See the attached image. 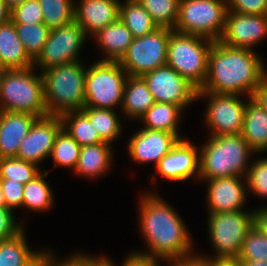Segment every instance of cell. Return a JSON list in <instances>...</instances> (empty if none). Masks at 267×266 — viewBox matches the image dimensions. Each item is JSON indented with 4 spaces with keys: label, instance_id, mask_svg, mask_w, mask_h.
<instances>
[{
    "label": "cell",
    "instance_id": "28",
    "mask_svg": "<svg viewBox=\"0 0 267 266\" xmlns=\"http://www.w3.org/2000/svg\"><path fill=\"white\" fill-rule=\"evenodd\" d=\"M119 18L131 32L133 38L142 37L159 28L137 0L120 3Z\"/></svg>",
    "mask_w": 267,
    "mask_h": 266
},
{
    "label": "cell",
    "instance_id": "36",
    "mask_svg": "<svg viewBox=\"0 0 267 266\" xmlns=\"http://www.w3.org/2000/svg\"><path fill=\"white\" fill-rule=\"evenodd\" d=\"M36 164L17 157L0 158V179L26 184L40 174Z\"/></svg>",
    "mask_w": 267,
    "mask_h": 266
},
{
    "label": "cell",
    "instance_id": "5",
    "mask_svg": "<svg viewBox=\"0 0 267 266\" xmlns=\"http://www.w3.org/2000/svg\"><path fill=\"white\" fill-rule=\"evenodd\" d=\"M34 66L8 70L0 86V111L48 116L42 74L34 75Z\"/></svg>",
    "mask_w": 267,
    "mask_h": 266
},
{
    "label": "cell",
    "instance_id": "25",
    "mask_svg": "<svg viewBox=\"0 0 267 266\" xmlns=\"http://www.w3.org/2000/svg\"><path fill=\"white\" fill-rule=\"evenodd\" d=\"M110 143L102 142L94 145L81 146L76 173L87 177L103 175L109 167L112 159ZM103 173V174H102Z\"/></svg>",
    "mask_w": 267,
    "mask_h": 266
},
{
    "label": "cell",
    "instance_id": "33",
    "mask_svg": "<svg viewBox=\"0 0 267 266\" xmlns=\"http://www.w3.org/2000/svg\"><path fill=\"white\" fill-rule=\"evenodd\" d=\"M43 12V22L50 28H59L74 21L72 0H38Z\"/></svg>",
    "mask_w": 267,
    "mask_h": 266
},
{
    "label": "cell",
    "instance_id": "46",
    "mask_svg": "<svg viewBox=\"0 0 267 266\" xmlns=\"http://www.w3.org/2000/svg\"><path fill=\"white\" fill-rule=\"evenodd\" d=\"M170 266H208V257L199 256L198 254L194 255L191 258L184 260H172L167 261Z\"/></svg>",
    "mask_w": 267,
    "mask_h": 266
},
{
    "label": "cell",
    "instance_id": "27",
    "mask_svg": "<svg viewBox=\"0 0 267 266\" xmlns=\"http://www.w3.org/2000/svg\"><path fill=\"white\" fill-rule=\"evenodd\" d=\"M181 111L175 104L155 102L140 119L144 128L173 133L182 140L177 131Z\"/></svg>",
    "mask_w": 267,
    "mask_h": 266
},
{
    "label": "cell",
    "instance_id": "2",
    "mask_svg": "<svg viewBox=\"0 0 267 266\" xmlns=\"http://www.w3.org/2000/svg\"><path fill=\"white\" fill-rule=\"evenodd\" d=\"M261 58L253 50L236 48L214 41L207 64L206 81L198 91L251 97L267 75Z\"/></svg>",
    "mask_w": 267,
    "mask_h": 266
},
{
    "label": "cell",
    "instance_id": "51",
    "mask_svg": "<svg viewBox=\"0 0 267 266\" xmlns=\"http://www.w3.org/2000/svg\"><path fill=\"white\" fill-rule=\"evenodd\" d=\"M240 266H267V261H238Z\"/></svg>",
    "mask_w": 267,
    "mask_h": 266
},
{
    "label": "cell",
    "instance_id": "1",
    "mask_svg": "<svg viewBox=\"0 0 267 266\" xmlns=\"http://www.w3.org/2000/svg\"><path fill=\"white\" fill-rule=\"evenodd\" d=\"M140 199V224L148 252L131 254L145 260H184L191 255V235L173 207L151 193Z\"/></svg>",
    "mask_w": 267,
    "mask_h": 266
},
{
    "label": "cell",
    "instance_id": "41",
    "mask_svg": "<svg viewBox=\"0 0 267 266\" xmlns=\"http://www.w3.org/2000/svg\"><path fill=\"white\" fill-rule=\"evenodd\" d=\"M14 218L11 209L0 207V241L11 239L24 230Z\"/></svg>",
    "mask_w": 267,
    "mask_h": 266
},
{
    "label": "cell",
    "instance_id": "53",
    "mask_svg": "<svg viewBox=\"0 0 267 266\" xmlns=\"http://www.w3.org/2000/svg\"><path fill=\"white\" fill-rule=\"evenodd\" d=\"M8 70L9 69L6 68L0 61V86H1V83L3 82V78H4V76Z\"/></svg>",
    "mask_w": 267,
    "mask_h": 266
},
{
    "label": "cell",
    "instance_id": "38",
    "mask_svg": "<svg viewBox=\"0 0 267 266\" xmlns=\"http://www.w3.org/2000/svg\"><path fill=\"white\" fill-rule=\"evenodd\" d=\"M247 188L261 197H267V158L253 162L247 169Z\"/></svg>",
    "mask_w": 267,
    "mask_h": 266
},
{
    "label": "cell",
    "instance_id": "40",
    "mask_svg": "<svg viewBox=\"0 0 267 266\" xmlns=\"http://www.w3.org/2000/svg\"><path fill=\"white\" fill-rule=\"evenodd\" d=\"M6 208L13 210L22 206L24 184L9 179H0Z\"/></svg>",
    "mask_w": 267,
    "mask_h": 266
},
{
    "label": "cell",
    "instance_id": "48",
    "mask_svg": "<svg viewBox=\"0 0 267 266\" xmlns=\"http://www.w3.org/2000/svg\"><path fill=\"white\" fill-rule=\"evenodd\" d=\"M208 266H240L236 259H210L208 258Z\"/></svg>",
    "mask_w": 267,
    "mask_h": 266
},
{
    "label": "cell",
    "instance_id": "29",
    "mask_svg": "<svg viewBox=\"0 0 267 266\" xmlns=\"http://www.w3.org/2000/svg\"><path fill=\"white\" fill-rule=\"evenodd\" d=\"M63 129L80 145H94L104 142L91 124L89 118L81 111H68L60 115Z\"/></svg>",
    "mask_w": 267,
    "mask_h": 266
},
{
    "label": "cell",
    "instance_id": "6",
    "mask_svg": "<svg viewBox=\"0 0 267 266\" xmlns=\"http://www.w3.org/2000/svg\"><path fill=\"white\" fill-rule=\"evenodd\" d=\"M214 41L170 29L166 64L198 90L206 81L208 54Z\"/></svg>",
    "mask_w": 267,
    "mask_h": 266
},
{
    "label": "cell",
    "instance_id": "19",
    "mask_svg": "<svg viewBox=\"0 0 267 266\" xmlns=\"http://www.w3.org/2000/svg\"><path fill=\"white\" fill-rule=\"evenodd\" d=\"M120 3L119 0H80L74 7V20L86 35L94 36L119 19Z\"/></svg>",
    "mask_w": 267,
    "mask_h": 266
},
{
    "label": "cell",
    "instance_id": "55",
    "mask_svg": "<svg viewBox=\"0 0 267 266\" xmlns=\"http://www.w3.org/2000/svg\"><path fill=\"white\" fill-rule=\"evenodd\" d=\"M265 14L267 15V0H266V9H265Z\"/></svg>",
    "mask_w": 267,
    "mask_h": 266
},
{
    "label": "cell",
    "instance_id": "9",
    "mask_svg": "<svg viewBox=\"0 0 267 266\" xmlns=\"http://www.w3.org/2000/svg\"><path fill=\"white\" fill-rule=\"evenodd\" d=\"M209 236L217 252L214 259H236L253 227V211L209 213Z\"/></svg>",
    "mask_w": 267,
    "mask_h": 266
},
{
    "label": "cell",
    "instance_id": "24",
    "mask_svg": "<svg viewBox=\"0 0 267 266\" xmlns=\"http://www.w3.org/2000/svg\"><path fill=\"white\" fill-rule=\"evenodd\" d=\"M154 103L155 100L144 79L141 76L128 75L121 106L123 112L130 118L140 119Z\"/></svg>",
    "mask_w": 267,
    "mask_h": 266
},
{
    "label": "cell",
    "instance_id": "7",
    "mask_svg": "<svg viewBox=\"0 0 267 266\" xmlns=\"http://www.w3.org/2000/svg\"><path fill=\"white\" fill-rule=\"evenodd\" d=\"M227 11V0H180L174 31L219 41Z\"/></svg>",
    "mask_w": 267,
    "mask_h": 266
},
{
    "label": "cell",
    "instance_id": "39",
    "mask_svg": "<svg viewBox=\"0 0 267 266\" xmlns=\"http://www.w3.org/2000/svg\"><path fill=\"white\" fill-rule=\"evenodd\" d=\"M13 23L42 24L43 12L38 0H25L11 10Z\"/></svg>",
    "mask_w": 267,
    "mask_h": 266
},
{
    "label": "cell",
    "instance_id": "31",
    "mask_svg": "<svg viewBox=\"0 0 267 266\" xmlns=\"http://www.w3.org/2000/svg\"><path fill=\"white\" fill-rule=\"evenodd\" d=\"M48 173H40L30 182L24 184L22 207L32 211L47 210L53 204V194L51 188L46 183L44 176Z\"/></svg>",
    "mask_w": 267,
    "mask_h": 266
},
{
    "label": "cell",
    "instance_id": "45",
    "mask_svg": "<svg viewBox=\"0 0 267 266\" xmlns=\"http://www.w3.org/2000/svg\"><path fill=\"white\" fill-rule=\"evenodd\" d=\"M253 226L261 234L267 236V207L253 211Z\"/></svg>",
    "mask_w": 267,
    "mask_h": 266
},
{
    "label": "cell",
    "instance_id": "13",
    "mask_svg": "<svg viewBox=\"0 0 267 266\" xmlns=\"http://www.w3.org/2000/svg\"><path fill=\"white\" fill-rule=\"evenodd\" d=\"M141 77L155 102L175 104L184 109L197 100L198 89L167 64Z\"/></svg>",
    "mask_w": 267,
    "mask_h": 266
},
{
    "label": "cell",
    "instance_id": "17",
    "mask_svg": "<svg viewBox=\"0 0 267 266\" xmlns=\"http://www.w3.org/2000/svg\"><path fill=\"white\" fill-rule=\"evenodd\" d=\"M189 141L179 140L156 166V171L171 181H186L195 173L199 176V154Z\"/></svg>",
    "mask_w": 267,
    "mask_h": 266
},
{
    "label": "cell",
    "instance_id": "10",
    "mask_svg": "<svg viewBox=\"0 0 267 266\" xmlns=\"http://www.w3.org/2000/svg\"><path fill=\"white\" fill-rule=\"evenodd\" d=\"M170 29L159 27L142 37L133 38L127 52L119 61L129 76H142L166 65Z\"/></svg>",
    "mask_w": 267,
    "mask_h": 266
},
{
    "label": "cell",
    "instance_id": "42",
    "mask_svg": "<svg viewBox=\"0 0 267 266\" xmlns=\"http://www.w3.org/2000/svg\"><path fill=\"white\" fill-rule=\"evenodd\" d=\"M228 11L241 14H265L266 0H227Z\"/></svg>",
    "mask_w": 267,
    "mask_h": 266
},
{
    "label": "cell",
    "instance_id": "52",
    "mask_svg": "<svg viewBox=\"0 0 267 266\" xmlns=\"http://www.w3.org/2000/svg\"><path fill=\"white\" fill-rule=\"evenodd\" d=\"M25 0H5L7 7L13 10L16 6L23 3Z\"/></svg>",
    "mask_w": 267,
    "mask_h": 266
},
{
    "label": "cell",
    "instance_id": "3",
    "mask_svg": "<svg viewBox=\"0 0 267 266\" xmlns=\"http://www.w3.org/2000/svg\"><path fill=\"white\" fill-rule=\"evenodd\" d=\"M200 151L199 178L203 180L243 175L245 178L249 156L254 152L241 134L211 136Z\"/></svg>",
    "mask_w": 267,
    "mask_h": 266
},
{
    "label": "cell",
    "instance_id": "30",
    "mask_svg": "<svg viewBox=\"0 0 267 266\" xmlns=\"http://www.w3.org/2000/svg\"><path fill=\"white\" fill-rule=\"evenodd\" d=\"M81 111L89 118L104 142L112 143L122 132V125L113 109L85 106Z\"/></svg>",
    "mask_w": 267,
    "mask_h": 266
},
{
    "label": "cell",
    "instance_id": "22",
    "mask_svg": "<svg viewBox=\"0 0 267 266\" xmlns=\"http://www.w3.org/2000/svg\"><path fill=\"white\" fill-rule=\"evenodd\" d=\"M242 138L254 152H265L267 150V111L257 105L251 97H248Z\"/></svg>",
    "mask_w": 267,
    "mask_h": 266
},
{
    "label": "cell",
    "instance_id": "8",
    "mask_svg": "<svg viewBox=\"0 0 267 266\" xmlns=\"http://www.w3.org/2000/svg\"><path fill=\"white\" fill-rule=\"evenodd\" d=\"M128 74L117 61L100 60L86 71L85 106L113 109L122 105Z\"/></svg>",
    "mask_w": 267,
    "mask_h": 266
},
{
    "label": "cell",
    "instance_id": "54",
    "mask_svg": "<svg viewBox=\"0 0 267 266\" xmlns=\"http://www.w3.org/2000/svg\"><path fill=\"white\" fill-rule=\"evenodd\" d=\"M0 207H6L5 198L0 184Z\"/></svg>",
    "mask_w": 267,
    "mask_h": 266
},
{
    "label": "cell",
    "instance_id": "21",
    "mask_svg": "<svg viewBox=\"0 0 267 266\" xmlns=\"http://www.w3.org/2000/svg\"><path fill=\"white\" fill-rule=\"evenodd\" d=\"M0 61L9 70L33 66L11 20L0 25Z\"/></svg>",
    "mask_w": 267,
    "mask_h": 266
},
{
    "label": "cell",
    "instance_id": "12",
    "mask_svg": "<svg viewBox=\"0 0 267 266\" xmlns=\"http://www.w3.org/2000/svg\"><path fill=\"white\" fill-rule=\"evenodd\" d=\"M203 96L209 97L205 121L213 131L211 135L241 134L247 102H242L240 95L198 91L197 99L204 98Z\"/></svg>",
    "mask_w": 267,
    "mask_h": 266
},
{
    "label": "cell",
    "instance_id": "43",
    "mask_svg": "<svg viewBox=\"0 0 267 266\" xmlns=\"http://www.w3.org/2000/svg\"><path fill=\"white\" fill-rule=\"evenodd\" d=\"M39 266H90V257L85 254H75L66 261L58 262L49 251L43 252Z\"/></svg>",
    "mask_w": 267,
    "mask_h": 266
},
{
    "label": "cell",
    "instance_id": "44",
    "mask_svg": "<svg viewBox=\"0 0 267 266\" xmlns=\"http://www.w3.org/2000/svg\"><path fill=\"white\" fill-rule=\"evenodd\" d=\"M251 99L261 108L267 111V75L260 81L254 89Z\"/></svg>",
    "mask_w": 267,
    "mask_h": 266
},
{
    "label": "cell",
    "instance_id": "20",
    "mask_svg": "<svg viewBox=\"0 0 267 266\" xmlns=\"http://www.w3.org/2000/svg\"><path fill=\"white\" fill-rule=\"evenodd\" d=\"M37 118L30 113L0 111V158L16 157L21 142Z\"/></svg>",
    "mask_w": 267,
    "mask_h": 266
},
{
    "label": "cell",
    "instance_id": "4",
    "mask_svg": "<svg viewBox=\"0 0 267 266\" xmlns=\"http://www.w3.org/2000/svg\"><path fill=\"white\" fill-rule=\"evenodd\" d=\"M87 69L79 61L41 72L48 115H61L85 107L84 85Z\"/></svg>",
    "mask_w": 267,
    "mask_h": 266
},
{
    "label": "cell",
    "instance_id": "37",
    "mask_svg": "<svg viewBox=\"0 0 267 266\" xmlns=\"http://www.w3.org/2000/svg\"><path fill=\"white\" fill-rule=\"evenodd\" d=\"M237 261H267V236L254 226L243 240Z\"/></svg>",
    "mask_w": 267,
    "mask_h": 266
},
{
    "label": "cell",
    "instance_id": "32",
    "mask_svg": "<svg viewBox=\"0 0 267 266\" xmlns=\"http://www.w3.org/2000/svg\"><path fill=\"white\" fill-rule=\"evenodd\" d=\"M14 26L18 38L23 43L25 51L34 61L41 53L43 46L47 42L51 29L44 23L35 25L14 23Z\"/></svg>",
    "mask_w": 267,
    "mask_h": 266
},
{
    "label": "cell",
    "instance_id": "16",
    "mask_svg": "<svg viewBox=\"0 0 267 266\" xmlns=\"http://www.w3.org/2000/svg\"><path fill=\"white\" fill-rule=\"evenodd\" d=\"M179 140L173 133L143 128L130 139L128 153L137 163L155 162L157 165Z\"/></svg>",
    "mask_w": 267,
    "mask_h": 266
},
{
    "label": "cell",
    "instance_id": "11",
    "mask_svg": "<svg viewBox=\"0 0 267 266\" xmlns=\"http://www.w3.org/2000/svg\"><path fill=\"white\" fill-rule=\"evenodd\" d=\"M86 33L74 20L59 28H53L41 53L33 61L45 71L51 67L78 61L80 48L86 40Z\"/></svg>",
    "mask_w": 267,
    "mask_h": 266
},
{
    "label": "cell",
    "instance_id": "18",
    "mask_svg": "<svg viewBox=\"0 0 267 266\" xmlns=\"http://www.w3.org/2000/svg\"><path fill=\"white\" fill-rule=\"evenodd\" d=\"M241 176L214 178L209 182L207 205L209 213H223L242 210L246 201V183ZM245 185V186H244Z\"/></svg>",
    "mask_w": 267,
    "mask_h": 266
},
{
    "label": "cell",
    "instance_id": "47",
    "mask_svg": "<svg viewBox=\"0 0 267 266\" xmlns=\"http://www.w3.org/2000/svg\"><path fill=\"white\" fill-rule=\"evenodd\" d=\"M123 262L122 266H159L157 261L145 260L131 254Z\"/></svg>",
    "mask_w": 267,
    "mask_h": 266
},
{
    "label": "cell",
    "instance_id": "23",
    "mask_svg": "<svg viewBox=\"0 0 267 266\" xmlns=\"http://www.w3.org/2000/svg\"><path fill=\"white\" fill-rule=\"evenodd\" d=\"M92 37H95L98 46L105 50L106 57L103 61L119 62L133 41L131 32L120 18Z\"/></svg>",
    "mask_w": 267,
    "mask_h": 266
},
{
    "label": "cell",
    "instance_id": "49",
    "mask_svg": "<svg viewBox=\"0 0 267 266\" xmlns=\"http://www.w3.org/2000/svg\"><path fill=\"white\" fill-rule=\"evenodd\" d=\"M11 20V10L7 7L5 0H0V25Z\"/></svg>",
    "mask_w": 267,
    "mask_h": 266
},
{
    "label": "cell",
    "instance_id": "14",
    "mask_svg": "<svg viewBox=\"0 0 267 266\" xmlns=\"http://www.w3.org/2000/svg\"><path fill=\"white\" fill-rule=\"evenodd\" d=\"M62 128L59 115L37 118L21 142L16 157L38 165L50 156L56 136Z\"/></svg>",
    "mask_w": 267,
    "mask_h": 266
},
{
    "label": "cell",
    "instance_id": "26",
    "mask_svg": "<svg viewBox=\"0 0 267 266\" xmlns=\"http://www.w3.org/2000/svg\"><path fill=\"white\" fill-rule=\"evenodd\" d=\"M43 252L27 246L24 230L15 237L0 241V266H39Z\"/></svg>",
    "mask_w": 267,
    "mask_h": 266
},
{
    "label": "cell",
    "instance_id": "34",
    "mask_svg": "<svg viewBox=\"0 0 267 266\" xmlns=\"http://www.w3.org/2000/svg\"><path fill=\"white\" fill-rule=\"evenodd\" d=\"M151 15L158 27L174 30L180 0H137Z\"/></svg>",
    "mask_w": 267,
    "mask_h": 266
},
{
    "label": "cell",
    "instance_id": "15",
    "mask_svg": "<svg viewBox=\"0 0 267 266\" xmlns=\"http://www.w3.org/2000/svg\"><path fill=\"white\" fill-rule=\"evenodd\" d=\"M267 37V15L241 14L227 11L220 42L230 47L252 49Z\"/></svg>",
    "mask_w": 267,
    "mask_h": 266
},
{
    "label": "cell",
    "instance_id": "50",
    "mask_svg": "<svg viewBox=\"0 0 267 266\" xmlns=\"http://www.w3.org/2000/svg\"><path fill=\"white\" fill-rule=\"evenodd\" d=\"M90 266H114L112 262L106 257H90Z\"/></svg>",
    "mask_w": 267,
    "mask_h": 266
},
{
    "label": "cell",
    "instance_id": "35",
    "mask_svg": "<svg viewBox=\"0 0 267 266\" xmlns=\"http://www.w3.org/2000/svg\"><path fill=\"white\" fill-rule=\"evenodd\" d=\"M81 146L63 128L56 136L51 156L57 166L76 168Z\"/></svg>",
    "mask_w": 267,
    "mask_h": 266
}]
</instances>
